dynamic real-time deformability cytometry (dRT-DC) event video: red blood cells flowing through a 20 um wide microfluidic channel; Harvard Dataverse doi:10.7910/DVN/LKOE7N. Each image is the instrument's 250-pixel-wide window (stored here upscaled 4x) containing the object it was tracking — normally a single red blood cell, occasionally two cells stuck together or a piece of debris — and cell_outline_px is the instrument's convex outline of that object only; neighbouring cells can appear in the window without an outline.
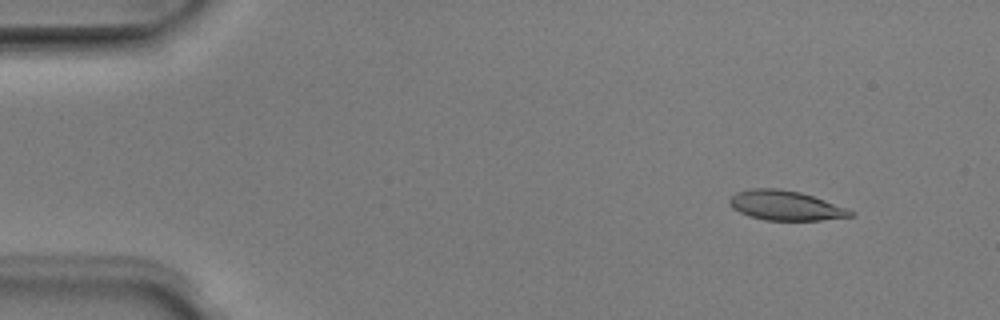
{"species": "Egyptian fruit bat (a non-hibernating species)", "species_latin": "Rousettus aegyptiacus", "temperature_condition": "room temperature", "stored_images_in_passage": 51, "camera_frame_rate_fps": 3000, "um_per_image_px": 0.085, "animal": {"sex": "male"}, "frame": {"image": 1, "passage_image": 5, "time_ms": 1.333, "image_size_px": [1000, 320], "cell_outline_px": [[856, 212], [852, 216], [820, 220], [764, 220], [748, 216], [732, 208], [728, 200], [736, 192], [748, 188], [780, 188], [800, 192], [848, 208]], "centroid_in_image_um": [66.75, 17.46], "position_along_channel_um": 18.3, "area_um2": 20.98}}
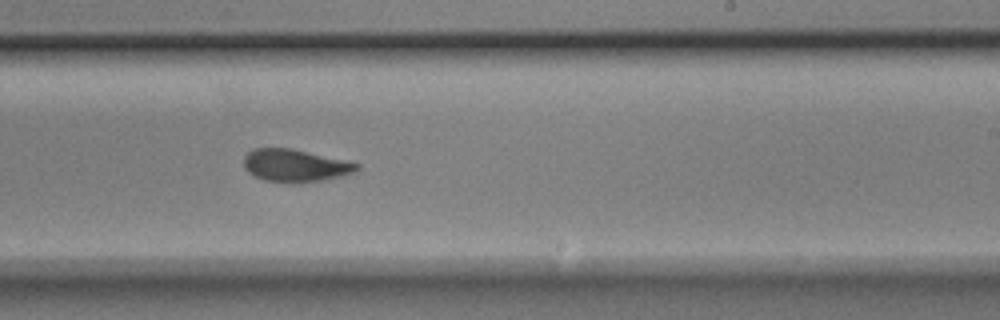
{"frame": {"image": 2, "passage_image": 31, "time_ms": 10.0, "image_size_px": [1000, 320], "cell_outline_px": [[360, 168], [356, 172], [324, 180], [292, 184], [264, 180], [248, 172], [244, 168], [244, 156], [252, 148], [292, 148], [360, 164]], "centroid_in_image_um": [25.07, 14.08], "position_along_channel_um": 263.9, "area_um2": 21.56}}
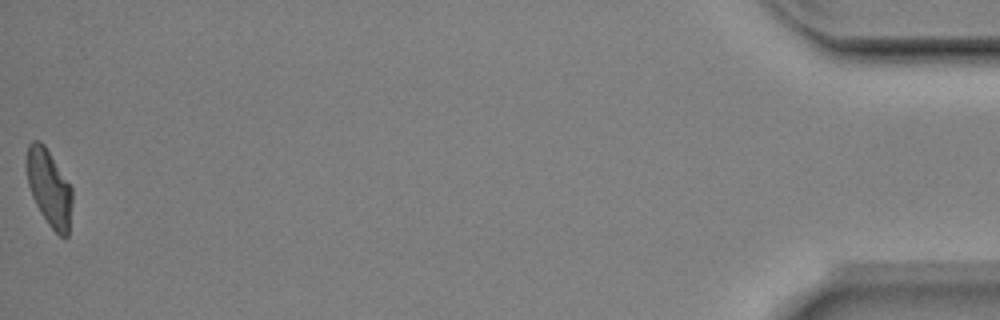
{"frame": {"image": 3, "passage_image": 51, "time_ms": 16.667, "image_size_px": [1000, 320], "cell_outline_px": [[72, 204], [68, 236], [60, 236], [48, 224], [40, 212], [32, 196], [28, 184], [24, 164], [24, 160], [28, 144], [32, 140], [40, 140], [44, 144], [72, 188]], "centroid_in_image_um": [4.14, 15.92], "position_along_channel_um": 431.1, "area_um2": 20.58}, "authors_computed_cell_mechanics": {"area_um2": 21.3282, "velocity_mm_per_s": 3.959, "shape_relaxation_time_tau1_ms": 6.8331, "shape_relaxation_time_tau2_ms": 2.1938, "deformation_change_tau1": 0.2003, "deformation_change_tau2": 0.0806}}